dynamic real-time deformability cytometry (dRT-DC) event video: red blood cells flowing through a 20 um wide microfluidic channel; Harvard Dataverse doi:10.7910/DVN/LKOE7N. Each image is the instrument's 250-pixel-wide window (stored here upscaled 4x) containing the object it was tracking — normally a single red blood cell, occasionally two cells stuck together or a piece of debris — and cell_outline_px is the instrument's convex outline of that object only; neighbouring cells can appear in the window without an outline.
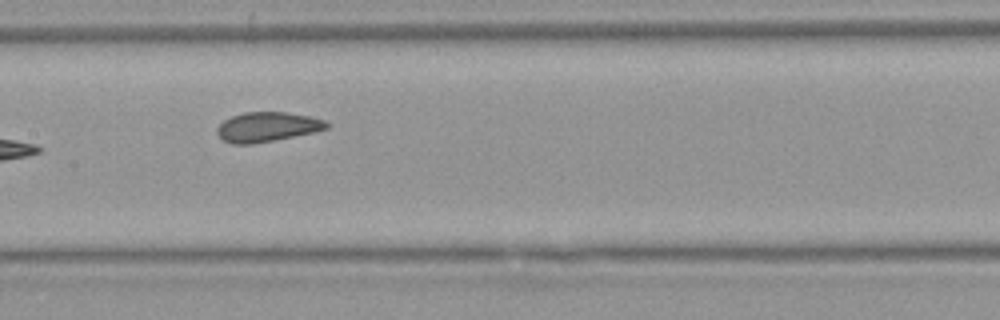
{"species": "Egyptian fruit bat (a non-hibernating species)", "species_latin": "Rousettus aegyptiacus", "temperature_condition": "warm", "stored_images_in_passage": 9, "camera_frame_rate_fps": 3000, "um_per_image_px": 0.085, "animal": {"sex": "female"}, "frame": {"image": 1, "passage_image": 8, "time_ms": 8.333, "image_size_px": [1000, 320], "cell_outline_px": [[328, 128], [312, 132], [252, 144], [232, 144], [224, 140], [216, 132], [216, 128], [224, 120], [232, 116], [244, 112], [288, 112], [308, 116], [324, 120], [328, 124]], "centroid_in_image_um": [22.67, 10.78], "position_along_channel_um": 184.7, "area_um2": 18.61}}
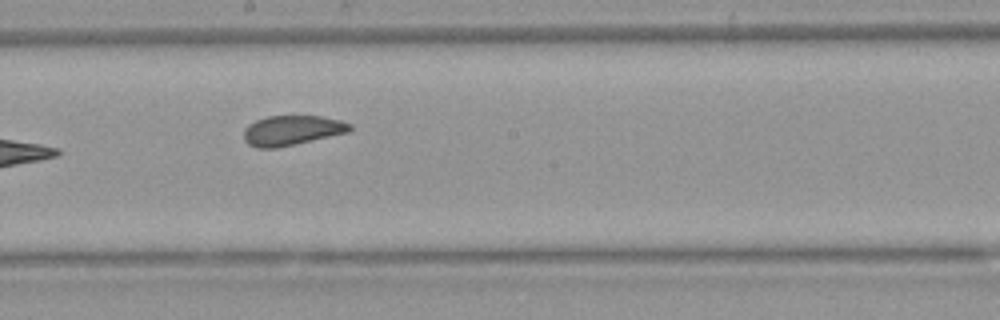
{"frame": {"image": 2, "passage_image": 9, "time_ms": 9.333, "image_size_px": [1000, 320], "cell_outline_px": [[352, 128], [348, 132], [296, 144], [276, 148], [256, 148], [248, 144], [244, 140], [244, 128], [248, 124], [256, 120], [268, 116], [320, 116], [340, 120], [352, 124]], "centroid_in_image_um": [24.79, 11.08], "position_along_channel_um": 223.4, "area_um2": 18.5}}